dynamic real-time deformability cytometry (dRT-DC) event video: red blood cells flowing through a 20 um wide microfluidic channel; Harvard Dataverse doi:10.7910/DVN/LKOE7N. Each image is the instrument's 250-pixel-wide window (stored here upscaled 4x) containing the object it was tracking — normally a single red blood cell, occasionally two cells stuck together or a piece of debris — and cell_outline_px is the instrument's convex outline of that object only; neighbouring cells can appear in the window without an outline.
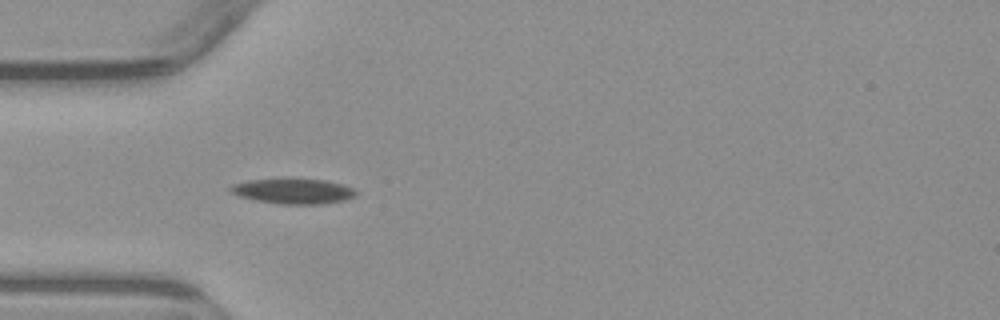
{"species": "common noctule bat (a hibernating species)", "species_latin": "Nyctalus noctula", "temperature_condition": "warm", "stored_images_in_passage": 8, "camera_frame_rate_fps": 3000, "um_per_image_px": 0.085, "animal": {"sex": "male", "body_mass_g": 23.1, "forearm_length_mm": 52.7}, "frame": {"image": 1, "passage_image": 4, "time_ms": 4.333, "image_size_px": [1000, 320], "cell_outline_px": [[356, 196], [344, 200], [320, 204], [280, 204], [256, 200], [240, 196], [228, 192], [228, 188], [232, 184], [248, 180], [324, 180], [344, 184], [352, 188], [356, 192]], "centroid_in_image_um": [24.91, 16.26], "position_along_channel_um": 60.1, "area_um2": 18.09}}
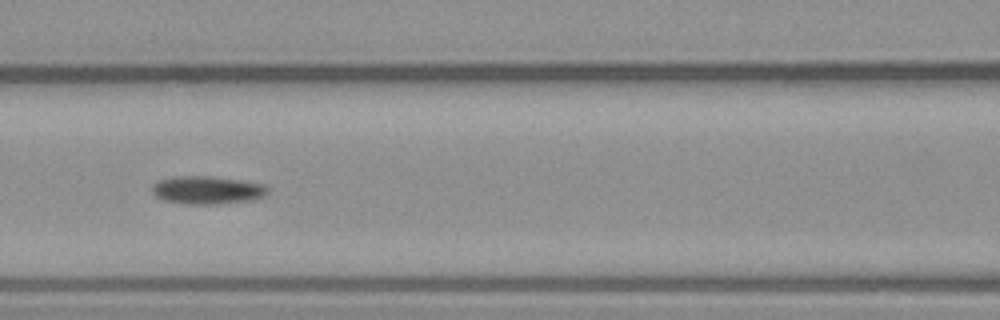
{"frame": {"image": 2, "passage_image": 6, "time_ms": 6.667, "image_size_px": [1000, 320], "cell_outline_px": [[268, 196], [252, 200], [220, 204], [192, 204], [164, 200], [156, 196], [152, 192], [152, 184], [160, 180], [172, 176], [212, 176], [240, 180], [264, 184], [268, 188]], "centroid_in_image_um": [17.65, 16.15], "position_along_channel_um": 148.9, "area_um2": 19.02}}
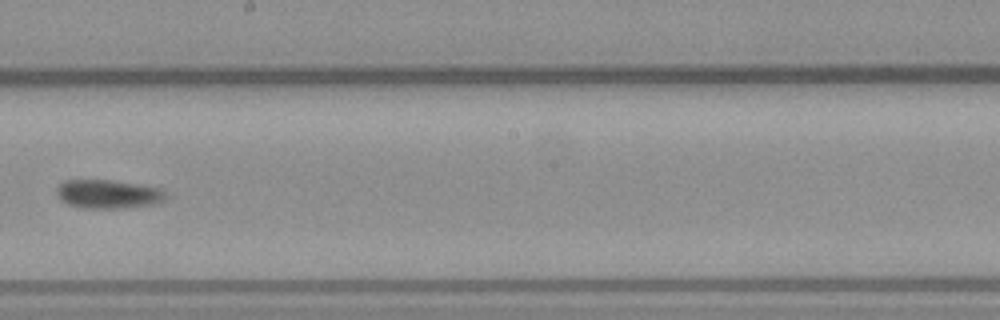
{"frame": {"image": 3, "passage_image": 8, "time_ms": 9.0, "image_size_px": [1000, 320], "cell_outline_px": [[168, 200], [152, 204], [120, 208], [84, 208], [68, 204], [60, 200], [56, 192], [56, 188], [64, 180], [112, 180], [160, 188], [168, 192]], "centroid_in_image_um": [9.22, 16.49], "position_along_channel_um": 239.0, "area_um2": 18.38}}